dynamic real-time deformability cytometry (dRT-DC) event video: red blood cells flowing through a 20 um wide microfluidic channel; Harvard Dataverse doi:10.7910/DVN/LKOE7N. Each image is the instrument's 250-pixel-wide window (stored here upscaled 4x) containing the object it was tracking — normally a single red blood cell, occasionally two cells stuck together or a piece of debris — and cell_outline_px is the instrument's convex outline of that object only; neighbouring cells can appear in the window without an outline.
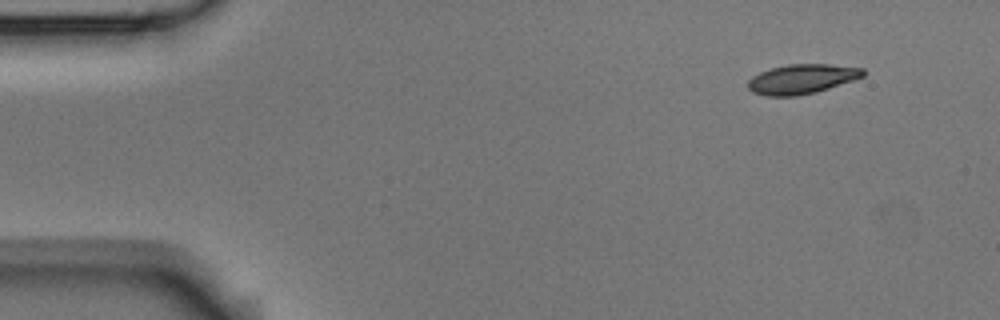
{"species": "Egyptian fruit bat (a non-hibernating species)", "species_latin": "Rousettus aegyptiacus", "temperature_condition": "room temperature", "stored_images_in_passage": 4, "camera_frame_rate_fps": 3000, "um_per_image_px": 0.085, "animal": {"sex": "male"}, "frame": {"image": 1, "passage_image": 1, "time_ms": 0.0, "image_size_px": [1000, 320], "cell_outline_px": [[864, 76], [816, 92], [796, 96], [768, 96], [752, 92], [748, 88], [748, 80], [752, 76], [760, 72], [772, 68], [788, 64], [828, 64], [864, 68]], "centroid_in_image_um": [68.13, 6.71], "position_along_channel_um": 16.9, "area_um2": 19.71}}
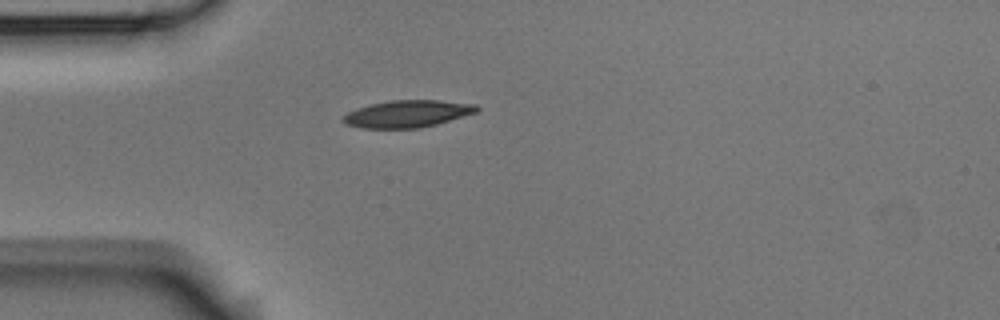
{"frame": {"image": 2, "passage_image": 4, "time_ms": 3.333, "image_size_px": [1000, 320], "cell_outline_px": [[480, 108], [476, 112], [436, 124], [416, 128], [360, 128], [348, 124], [340, 120], [348, 112], [356, 108], [388, 100], [440, 100], [476, 104]], "centroid_in_image_um": [34.62, 9.66], "position_along_channel_um": 50.4, "area_um2": 20.98}}